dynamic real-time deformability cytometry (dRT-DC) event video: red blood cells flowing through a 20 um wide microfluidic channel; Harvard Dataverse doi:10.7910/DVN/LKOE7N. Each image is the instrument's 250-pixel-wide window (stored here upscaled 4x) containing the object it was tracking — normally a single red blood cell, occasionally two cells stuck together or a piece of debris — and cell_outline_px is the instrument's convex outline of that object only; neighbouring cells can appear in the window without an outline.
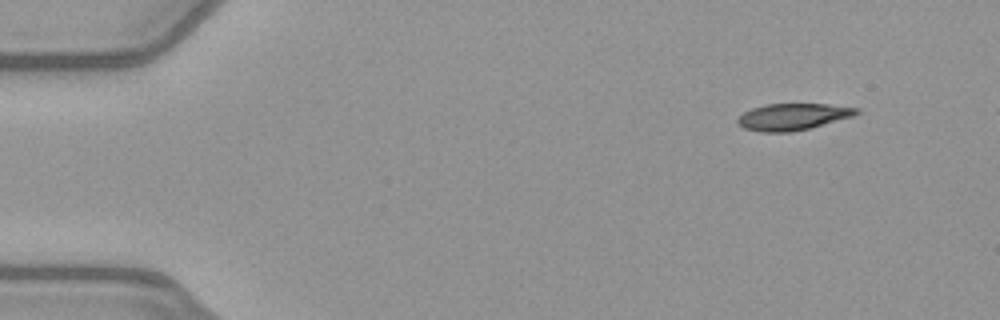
{"species": "common noctule bat (a hibernating species)", "species_latin": "Nyctalus noctula", "temperature_condition": "warm", "stored_images_in_passage": 45, "camera_frame_rate_fps": 3000, "um_per_image_px": 0.085, "animal": {"sex": "female", "body_mass_g": 21.9}, "frame": {"image": 1, "passage_image": 1, "time_ms": 0.0, "image_size_px": [1000, 320], "cell_outline_px": [[860, 112], [852, 116], [808, 128], [792, 132], [760, 132], [744, 128], [736, 124], [736, 120], [744, 112], [752, 108], [764, 104], [828, 104], [860, 108]], "centroid_in_image_um": [67.35, 9.92], "position_along_channel_um": 17.7, "area_um2": 18.38}}
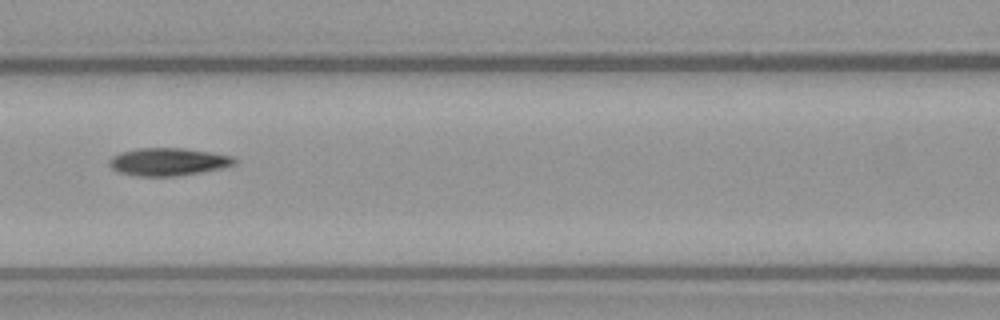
{"frame": {"image": 2, "passage_image": 19, "time_ms": 6.0, "image_size_px": [1000, 320], "cell_outline_px": [[236, 164], [224, 168], [176, 176], [140, 176], [120, 172], [112, 168], [108, 164], [108, 160], [112, 156], [120, 152], [136, 148], [184, 148], [236, 156]], "centroid_in_image_um": [14.32, 13.74], "position_along_channel_um": 152.3, "area_um2": 20.35}}
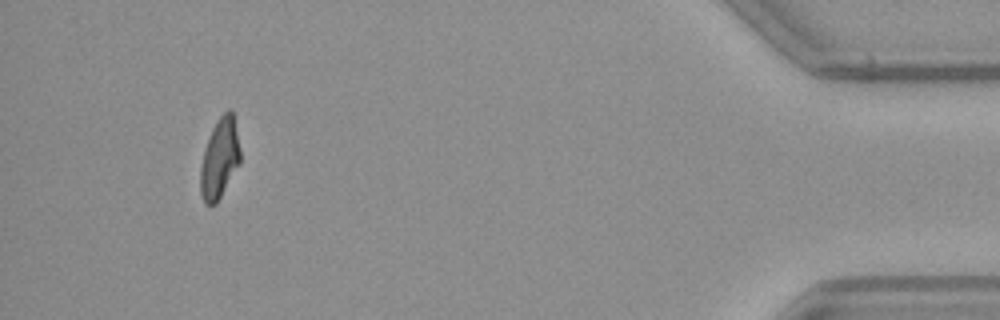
{"frame": {"image": 3, "passage_image": 44, "time_ms": 14.333, "image_size_px": [1000, 320], "cell_outline_px": [[240, 164], [216, 204], [204, 204], [200, 192], [200, 168], [204, 152], [212, 128], [216, 120], [228, 108], [232, 108], [240, 148]], "centroid_in_image_um": [18.68, 13.46], "position_along_channel_um": 416.5, "area_um2": 18.61}}